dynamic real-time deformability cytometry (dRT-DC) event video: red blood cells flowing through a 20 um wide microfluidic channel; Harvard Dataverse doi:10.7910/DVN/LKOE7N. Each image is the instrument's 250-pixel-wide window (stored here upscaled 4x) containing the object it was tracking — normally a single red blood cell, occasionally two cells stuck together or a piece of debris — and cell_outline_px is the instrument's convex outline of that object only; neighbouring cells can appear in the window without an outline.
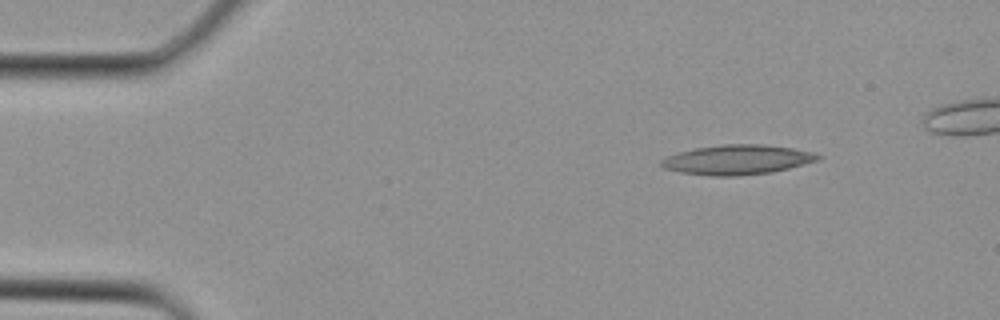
{"species": "Egyptian fruit bat (a non-hibernating species)", "species_latin": "Rousettus aegyptiacus", "temperature_condition": "cold", "stored_images_in_passage": 2, "camera_frame_rate_fps": 3000, "um_per_image_px": 0.085, "animal": {"sex": "female"}, "frame": {"image": 1, "passage_image": 1, "time_ms": 0.0, "image_size_px": [1000, 320], "cell_outline_px": [[824, 156], [820, 160], [772, 172], [740, 176], [712, 176], [680, 172], [664, 168], [660, 164], [660, 160], [668, 156], [680, 152], [696, 148], [724, 144], [760, 144], [792, 148], [812, 152]], "centroid_in_image_um": [62.69, 13.58], "position_along_channel_um": 22.3, "area_um2": 27.05}}